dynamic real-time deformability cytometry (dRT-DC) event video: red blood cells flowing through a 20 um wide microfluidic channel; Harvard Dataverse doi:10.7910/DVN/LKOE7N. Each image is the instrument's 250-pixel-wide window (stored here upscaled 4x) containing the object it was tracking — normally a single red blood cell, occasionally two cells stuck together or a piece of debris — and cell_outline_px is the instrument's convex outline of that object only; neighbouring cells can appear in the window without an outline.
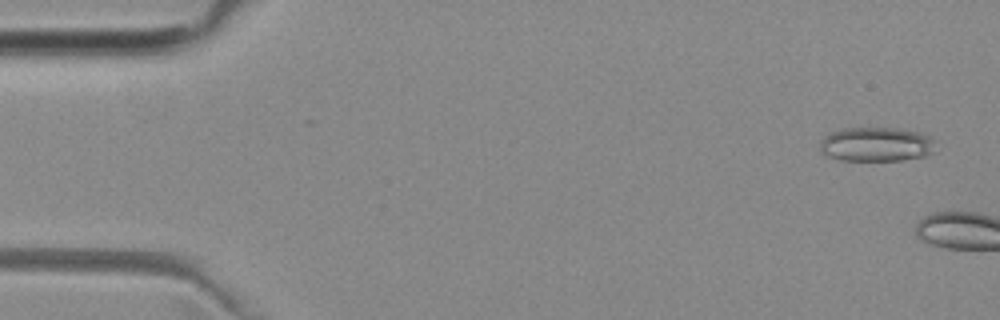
{"species": "common noctule bat (a hibernating species)", "species_latin": "Nyctalus noctula", "temperature_condition": "room temperature", "stored_images_in_passage": 5, "camera_frame_rate_fps": 3000, "um_per_image_px": 0.085, "animal": {"sex": "female", "body_mass_g": 29.2, "forearm_length_mm": 56.3}, "frame": {"image": 1, "passage_image": 2, "time_ms": 0.333, "image_size_px": [1000, 320], "cell_outline_px": [[936, 152], [924, 156], [900, 160], [840, 160], [828, 156], [820, 152], [820, 140], [828, 132], [844, 128], [896, 128], [916, 132], [928, 136], [936, 140]], "centroid_in_image_um": [74.48, 12.27], "position_along_channel_um": 10.5, "area_um2": 23.35}}